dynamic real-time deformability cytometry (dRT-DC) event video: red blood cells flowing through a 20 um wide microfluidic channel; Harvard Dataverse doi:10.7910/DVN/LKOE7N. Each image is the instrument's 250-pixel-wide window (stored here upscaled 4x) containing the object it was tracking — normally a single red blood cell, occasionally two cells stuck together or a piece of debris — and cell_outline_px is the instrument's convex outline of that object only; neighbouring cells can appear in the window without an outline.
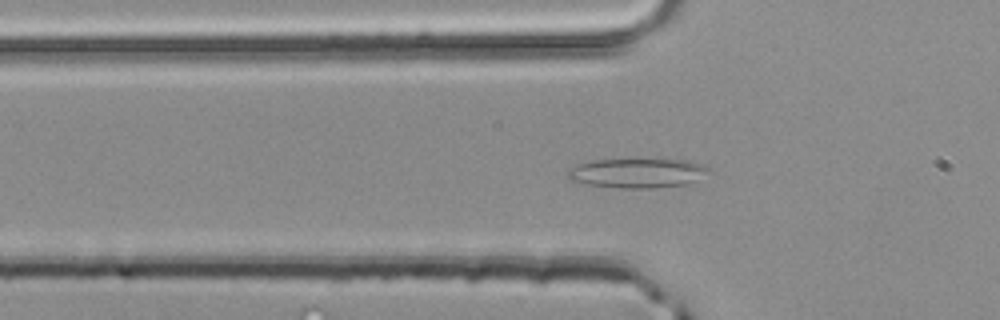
{"species": "common noctule bat (a hibernating species)", "species_latin": "Nyctalus noctula", "temperature_condition": "room temperature", "stored_images_in_passage": 41, "camera_frame_rate_fps": 3000, "um_per_image_px": 0.085, "animal": {"sex": "male", "body_mass_g": 20.4}, "frame": {"image": 1, "passage_image": 8, "time_ms": 2.333, "image_size_px": [1000, 320], "cell_outline_px": [[708, 172], [696, 180], [688, 184], [652, 188], [620, 188], [588, 184], [572, 180], [568, 176], [568, 172], [572, 168], [580, 164], [592, 160], [632, 156], [640, 156], [692, 160], [704, 164], [708, 168]], "centroid_in_image_um": [54.24, 14.64], "position_along_channel_um": 71.6, "area_um2": 25.37}}
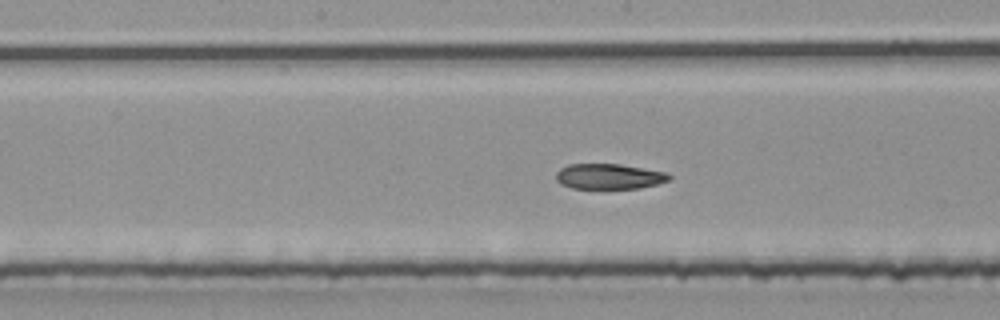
{"frame": {"image": 2, "passage_image": 17, "time_ms": 5.333, "image_size_px": [1000, 320], "cell_outline_px": [[672, 180], [640, 188], [572, 188], [560, 184], [556, 180], [556, 172], [560, 168], [568, 164], [620, 164], [668, 172], [672, 176]], "centroid_in_image_um": [51.79, 14.99], "position_along_channel_um": 196.4, "area_um2": 16.88}}
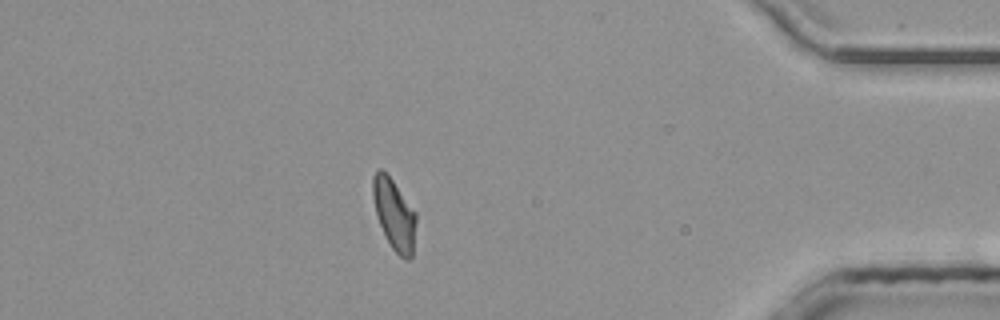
{"frame": {"image": 3, "passage_image": 35, "time_ms": 11.333, "image_size_px": [1000, 320], "cell_outline_px": [[416, 220], [412, 256], [408, 260], [404, 260], [392, 248], [376, 216], [372, 196], [372, 176], [376, 168], [380, 168], [392, 180], [416, 212]], "centroid_in_image_um": [33.49, 18.2], "position_along_channel_um": 401.7, "area_um2": 17.74}, "authors_computed_cell_mechanics": {"area_um2": 17.9758, "velocity_mm_per_s": 4.136, "shape_relaxation_time_tau1_ms": null, "shape_relaxation_time_tau2_ms": 2.729, "deformation_change_tau1": null, "deformation_change_tau2": 0.0906}}